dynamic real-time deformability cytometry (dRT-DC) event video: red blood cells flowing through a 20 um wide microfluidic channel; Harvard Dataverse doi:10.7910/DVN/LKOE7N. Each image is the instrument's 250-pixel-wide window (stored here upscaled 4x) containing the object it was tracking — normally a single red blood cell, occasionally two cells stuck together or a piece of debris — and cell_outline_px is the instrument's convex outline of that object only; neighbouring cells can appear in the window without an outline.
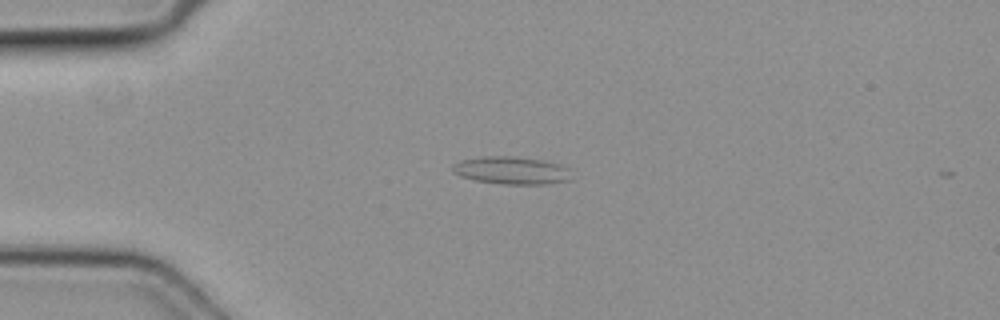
{"species": "common noctule bat (a hibernating species)", "species_latin": "Nyctalus noctula", "temperature_condition": "cold", "stored_images_in_passage": 2, "camera_frame_rate_fps": 3000, "um_per_image_px": 0.085, "animal": {"sex": "female", "body_mass_g": 19.3, "forearm_length_mm": 54.1}, "frame": {"image": 1, "passage_image": 1, "time_ms": 0.0, "image_size_px": [1000, 320], "cell_outline_px": [[568, 180], [544, 184], [504, 184], [476, 180], [460, 176], [452, 172], [452, 164], [460, 160], [484, 156], [508, 156], [540, 160], [560, 164], [568, 168]], "centroid_in_image_um": [43.4, 14.48], "position_along_channel_um": 41.6, "area_um2": 18.84}}